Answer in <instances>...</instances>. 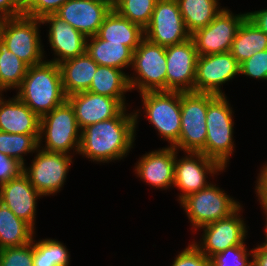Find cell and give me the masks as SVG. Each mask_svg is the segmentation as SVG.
<instances>
[{"label":"cell","mask_w":267,"mask_h":266,"mask_svg":"<svg viewBox=\"0 0 267 266\" xmlns=\"http://www.w3.org/2000/svg\"><path fill=\"white\" fill-rule=\"evenodd\" d=\"M39 146V134H14L0 131V152L25 166L23 154L34 153Z\"/></svg>","instance_id":"cell-32"},{"label":"cell","mask_w":267,"mask_h":266,"mask_svg":"<svg viewBox=\"0 0 267 266\" xmlns=\"http://www.w3.org/2000/svg\"><path fill=\"white\" fill-rule=\"evenodd\" d=\"M96 35L102 40L123 43L134 51L144 39V29L111 9Z\"/></svg>","instance_id":"cell-23"},{"label":"cell","mask_w":267,"mask_h":266,"mask_svg":"<svg viewBox=\"0 0 267 266\" xmlns=\"http://www.w3.org/2000/svg\"><path fill=\"white\" fill-rule=\"evenodd\" d=\"M253 266H267V245L260 244L256 248H252Z\"/></svg>","instance_id":"cell-43"},{"label":"cell","mask_w":267,"mask_h":266,"mask_svg":"<svg viewBox=\"0 0 267 266\" xmlns=\"http://www.w3.org/2000/svg\"><path fill=\"white\" fill-rule=\"evenodd\" d=\"M38 197L40 198L42 195L32 186L23 172L0 186V202L33 228H35Z\"/></svg>","instance_id":"cell-21"},{"label":"cell","mask_w":267,"mask_h":266,"mask_svg":"<svg viewBox=\"0 0 267 266\" xmlns=\"http://www.w3.org/2000/svg\"><path fill=\"white\" fill-rule=\"evenodd\" d=\"M110 11L108 5L99 1L68 0L55 14L88 38L98 33Z\"/></svg>","instance_id":"cell-18"},{"label":"cell","mask_w":267,"mask_h":266,"mask_svg":"<svg viewBox=\"0 0 267 266\" xmlns=\"http://www.w3.org/2000/svg\"><path fill=\"white\" fill-rule=\"evenodd\" d=\"M177 151L176 149L174 186L182 192L179 194V201L207 187L209 184L206 182V174L214 176L217 172L225 170L217 161L201 152H186L184 158L178 159Z\"/></svg>","instance_id":"cell-16"},{"label":"cell","mask_w":267,"mask_h":266,"mask_svg":"<svg viewBox=\"0 0 267 266\" xmlns=\"http://www.w3.org/2000/svg\"><path fill=\"white\" fill-rule=\"evenodd\" d=\"M22 4L24 5L28 0H20Z\"/></svg>","instance_id":"cell-47"},{"label":"cell","mask_w":267,"mask_h":266,"mask_svg":"<svg viewBox=\"0 0 267 266\" xmlns=\"http://www.w3.org/2000/svg\"><path fill=\"white\" fill-rule=\"evenodd\" d=\"M95 1L102 2V3H104V4L109 6V0H95Z\"/></svg>","instance_id":"cell-46"},{"label":"cell","mask_w":267,"mask_h":266,"mask_svg":"<svg viewBox=\"0 0 267 266\" xmlns=\"http://www.w3.org/2000/svg\"><path fill=\"white\" fill-rule=\"evenodd\" d=\"M194 229L224 219L241 205L216 185H209L200 191L187 195L180 201Z\"/></svg>","instance_id":"cell-7"},{"label":"cell","mask_w":267,"mask_h":266,"mask_svg":"<svg viewBox=\"0 0 267 266\" xmlns=\"http://www.w3.org/2000/svg\"><path fill=\"white\" fill-rule=\"evenodd\" d=\"M125 111L126 107L112 119L83 128L79 154L103 163L127 156L135 139L139 112L128 114Z\"/></svg>","instance_id":"cell-1"},{"label":"cell","mask_w":267,"mask_h":266,"mask_svg":"<svg viewBox=\"0 0 267 266\" xmlns=\"http://www.w3.org/2000/svg\"><path fill=\"white\" fill-rule=\"evenodd\" d=\"M144 38L163 47L179 44L191 38L177 0L156 2L151 20L144 28Z\"/></svg>","instance_id":"cell-11"},{"label":"cell","mask_w":267,"mask_h":266,"mask_svg":"<svg viewBox=\"0 0 267 266\" xmlns=\"http://www.w3.org/2000/svg\"><path fill=\"white\" fill-rule=\"evenodd\" d=\"M247 13L233 15L223 8L204 28L191 34L198 56L230 52L237 30Z\"/></svg>","instance_id":"cell-12"},{"label":"cell","mask_w":267,"mask_h":266,"mask_svg":"<svg viewBox=\"0 0 267 266\" xmlns=\"http://www.w3.org/2000/svg\"><path fill=\"white\" fill-rule=\"evenodd\" d=\"M33 242V266H69L70 254L66 246L55 239Z\"/></svg>","instance_id":"cell-31"},{"label":"cell","mask_w":267,"mask_h":266,"mask_svg":"<svg viewBox=\"0 0 267 266\" xmlns=\"http://www.w3.org/2000/svg\"><path fill=\"white\" fill-rule=\"evenodd\" d=\"M219 0H177L187 31L193 34L206 27L223 8Z\"/></svg>","instance_id":"cell-29"},{"label":"cell","mask_w":267,"mask_h":266,"mask_svg":"<svg viewBox=\"0 0 267 266\" xmlns=\"http://www.w3.org/2000/svg\"><path fill=\"white\" fill-rule=\"evenodd\" d=\"M247 18L267 35V9L247 12Z\"/></svg>","instance_id":"cell-42"},{"label":"cell","mask_w":267,"mask_h":266,"mask_svg":"<svg viewBox=\"0 0 267 266\" xmlns=\"http://www.w3.org/2000/svg\"><path fill=\"white\" fill-rule=\"evenodd\" d=\"M40 119L17 96L5 101L0 93V131L14 134H40Z\"/></svg>","instance_id":"cell-22"},{"label":"cell","mask_w":267,"mask_h":266,"mask_svg":"<svg viewBox=\"0 0 267 266\" xmlns=\"http://www.w3.org/2000/svg\"><path fill=\"white\" fill-rule=\"evenodd\" d=\"M44 141L42 149L70 155V149L79 153L81 130L77 124L73 107L66 100L62 105L43 115L40 119L39 146Z\"/></svg>","instance_id":"cell-5"},{"label":"cell","mask_w":267,"mask_h":266,"mask_svg":"<svg viewBox=\"0 0 267 266\" xmlns=\"http://www.w3.org/2000/svg\"><path fill=\"white\" fill-rule=\"evenodd\" d=\"M158 0H122L114 9L143 29L149 24Z\"/></svg>","instance_id":"cell-33"},{"label":"cell","mask_w":267,"mask_h":266,"mask_svg":"<svg viewBox=\"0 0 267 266\" xmlns=\"http://www.w3.org/2000/svg\"><path fill=\"white\" fill-rule=\"evenodd\" d=\"M68 0H28L23 5V15L41 19L55 14Z\"/></svg>","instance_id":"cell-37"},{"label":"cell","mask_w":267,"mask_h":266,"mask_svg":"<svg viewBox=\"0 0 267 266\" xmlns=\"http://www.w3.org/2000/svg\"><path fill=\"white\" fill-rule=\"evenodd\" d=\"M241 208L242 206L224 219L200 228V230L203 229L201 243L199 245L194 241V244L208 258L225 251L227 248L244 244L248 231L243 218H240Z\"/></svg>","instance_id":"cell-15"},{"label":"cell","mask_w":267,"mask_h":266,"mask_svg":"<svg viewBox=\"0 0 267 266\" xmlns=\"http://www.w3.org/2000/svg\"><path fill=\"white\" fill-rule=\"evenodd\" d=\"M58 65L66 96L87 91L98 68V64L87 53L65 60Z\"/></svg>","instance_id":"cell-24"},{"label":"cell","mask_w":267,"mask_h":266,"mask_svg":"<svg viewBox=\"0 0 267 266\" xmlns=\"http://www.w3.org/2000/svg\"><path fill=\"white\" fill-rule=\"evenodd\" d=\"M36 153L30 167L23 166V173L42 196L58 193L71 166V155L44 149H37Z\"/></svg>","instance_id":"cell-10"},{"label":"cell","mask_w":267,"mask_h":266,"mask_svg":"<svg viewBox=\"0 0 267 266\" xmlns=\"http://www.w3.org/2000/svg\"><path fill=\"white\" fill-rule=\"evenodd\" d=\"M239 66L230 52L198 56L194 92L225 95L221 85L239 75Z\"/></svg>","instance_id":"cell-13"},{"label":"cell","mask_w":267,"mask_h":266,"mask_svg":"<svg viewBox=\"0 0 267 266\" xmlns=\"http://www.w3.org/2000/svg\"><path fill=\"white\" fill-rule=\"evenodd\" d=\"M40 20L42 24H50L48 39L54 54L58 57L50 60V62L60 64L65 60L86 53L87 37L59 16L48 14Z\"/></svg>","instance_id":"cell-19"},{"label":"cell","mask_w":267,"mask_h":266,"mask_svg":"<svg viewBox=\"0 0 267 266\" xmlns=\"http://www.w3.org/2000/svg\"><path fill=\"white\" fill-rule=\"evenodd\" d=\"M87 91L115 98L126 107L124 93L131 90L129 87L128 75L121 69L98 65L92 83Z\"/></svg>","instance_id":"cell-26"},{"label":"cell","mask_w":267,"mask_h":266,"mask_svg":"<svg viewBox=\"0 0 267 266\" xmlns=\"http://www.w3.org/2000/svg\"><path fill=\"white\" fill-rule=\"evenodd\" d=\"M131 67L136 73L135 77L128 75L130 90L137 88L140 93L166 91V47L144 38L133 51Z\"/></svg>","instance_id":"cell-6"},{"label":"cell","mask_w":267,"mask_h":266,"mask_svg":"<svg viewBox=\"0 0 267 266\" xmlns=\"http://www.w3.org/2000/svg\"><path fill=\"white\" fill-rule=\"evenodd\" d=\"M41 20L25 15L0 19V42L28 66L43 63Z\"/></svg>","instance_id":"cell-4"},{"label":"cell","mask_w":267,"mask_h":266,"mask_svg":"<svg viewBox=\"0 0 267 266\" xmlns=\"http://www.w3.org/2000/svg\"><path fill=\"white\" fill-rule=\"evenodd\" d=\"M197 59L192 38L166 47V91L194 92Z\"/></svg>","instance_id":"cell-14"},{"label":"cell","mask_w":267,"mask_h":266,"mask_svg":"<svg viewBox=\"0 0 267 266\" xmlns=\"http://www.w3.org/2000/svg\"><path fill=\"white\" fill-rule=\"evenodd\" d=\"M73 107L77 124L82 130L88 125L112 119L125 107L115 98L83 91L67 96Z\"/></svg>","instance_id":"cell-17"},{"label":"cell","mask_w":267,"mask_h":266,"mask_svg":"<svg viewBox=\"0 0 267 266\" xmlns=\"http://www.w3.org/2000/svg\"><path fill=\"white\" fill-rule=\"evenodd\" d=\"M28 65L0 42V93L18 88L27 73Z\"/></svg>","instance_id":"cell-30"},{"label":"cell","mask_w":267,"mask_h":266,"mask_svg":"<svg viewBox=\"0 0 267 266\" xmlns=\"http://www.w3.org/2000/svg\"><path fill=\"white\" fill-rule=\"evenodd\" d=\"M176 148L166 147L146 153L138 160L135 173L152 187L168 189L174 186Z\"/></svg>","instance_id":"cell-20"},{"label":"cell","mask_w":267,"mask_h":266,"mask_svg":"<svg viewBox=\"0 0 267 266\" xmlns=\"http://www.w3.org/2000/svg\"><path fill=\"white\" fill-rule=\"evenodd\" d=\"M23 15V4L20 0H0V19Z\"/></svg>","instance_id":"cell-40"},{"label":"cell","mask_w":267,"mask_h":266,"mask_svg":"<svg viewBox=\"0 0 267 266\" xmlns=\"http://www.w3.org/2000/svg\"><path fill=\"white\" fill-rule=\"evenodd\" d=\"M171 266H211L210 258L203 254L193 243L178 254Z\"/></svg>","instance_id":"cell-38"},{"label":"cell","mask_w":267,"mask_h":266,"mask_svg":"<svg viewBox=\"0 0 267 266\" xmlns=\"http://www.w3.org/2000/svg\"><path fill=\"white\" fill-rule=\"evenodd\" d=\"M0 266H33V242L0 249Z\"/></svg>","instance_id":"cell-35"},{"label":"cell","mask_w":267,"mask_h":266,"mask_svg":"<svg viewBox=\"0 0 267 266\" xmlns=\"http://www.w3.org/2000/svg\"><path fill=\"white\" fill-rule=\"evenodd\" d=\"M35 229L18 218L0 202V249L26 245L34 238Z\"/></svg>","instance_id":"cell-28"},{"label":"cell","mask_w":267,"mask_h":266,"mask_svg":"<svg viewBox=\"0 0 267 266\" xmlns=\"http://www.w3.org/2000/svg\"><path fill=\"white\" fill-rule=\"evenodd\" d=\"M264 50H267V35L246 17L237 30L230 53L240 65Z\"/></svg>","instance_id":"cell-27"},{"label":"cell","mask_w":267,"mask_h":266,"mask_svg":"<svg viewBox=\"0 0 267 266\" xmlns=\"http://www.w3.org/2000/svg\"><path fill=\"white\" fill-rule=\"evenodd\" d=\"M145 117L173 147L181 131V92L147 91L140 93Z\"/></svg>","instance_id":"cell-8"},{"label":"cell","mask_w":267,"mask_h":266,"mask_svg":"<svg viewBox=\"0 0 267 266\" xmlns=\"http://www.w3.org/2000/svg\"><path fill=\"white\" fill-rule=\"evenodd\" d=\"M86 53L98 64L123 70L132 65L133 51L123 43L87 38Z\"/></svg>","instance_id":"cell-25"},{"label":"cell","mask_w":267,"mask_h":266,"mask_svg":"<svg viewBox=\"0 0 267 266\" xmlns=\"http://www.w3.org/2000/svg\"><path fill=\"white\" fill-rule=\"evenodd\" d=\"M248 256H253L252 250L247 253L245 244L227 248L210 258L211 266H253V261H248Z\"/></svg>","instance_id":"cell-34"},{"label":"cell","mask_w":267,"mask_h":266,"mask_svg":"<svg viewBox=\"0 0 267 266\" xmlns=\"http://www.w3.org/2000/svg\"><path fill=\"white\" fill-rule=\"evenodd\" d=\"M257 185L255 187L258 200L261 205H267V164H265L259 173L257 178Z\"/></svg>","instance_id":"cell-41"},{"label":"cell","mask_w":267,"mask_h":266,"mask_svg":"<svg viewBox=\"0 0 267 266\" xmlns=\"http://www.w3.org/2000/svg\"><path fill=\"white\" fill-rule=\"evenodd\" d=\"M122 0H109V7L114 9Z\"/></svg>","instance_id":"cell-45"},{"label":"cell","mask_w":267,"mask_h":266,"mask_svg":"<svg viewBox=\"0 0 267 266\" xmlns=\"http://www.w3.org/2000/svg\"><path fill=\"white\" fill-rule=\"evenodd\" d=\"M261 208H263L264 213H265V215H266V224H265V230H264V231H265L266 239H265V242L262 243V244L267 245V205H262Z\"/></svg>","instance_id":"cell-44"},{"label":"cell","mask_w":267,"mask_h":266,"mask_svg":"<svg viewBox=\"0 0 267 266\" xmlns=\"http://www.w3.org/2000/svg\"><path fill=\"white\" fill-rule=\"evenodd\" d=\"M229 105L226 95L208 93L205 155L217 161L224 169L235 147L232 141L233 111Z\"/></svg>","instance_id":"cell-3"},{"label":"cell","mask_w":267,"mask_h":266,"mask_svg":"<svg viewBox=\"0 0 267 266\" xmlns=\"http://www.w3.org/2000/svg\"><path fill=\"white\" fill-rule=\"evenodd\" d=\"M23 172V165L16 159L0 152V186L18 177Z\"/></svg>","instance_id":"cell-39"},{"label":"cell","mask_w":267,"mask_h":266,"mask_svg":"<svg viewBox=\"0 0 267 266\" xmlns=\"http://www.w3.org/2000/svg\"><path fill=\"white\" fill-rule=\"evenodd\" d=\"M239 74L267 80V50L258 52L242 62Z\"/></svg>","instance_id":"cell-36"},{"label":"cell","mask_w":267,"mask_h":266,"mask_svg":"<svg viewBox=\"0 0 267 266\" xmlns=\"http://www.w3.org/2000/svg\"><path fill=\"white\" fill-rule=\"evenodd\" d=\"M207 109L208 93L181 92V131L174 148L205 155Z\"/></svg>","instance_id":"cell-9"},{"label":"cell","mask_w":267,"mask_h":266,"mask_svg":"<svg viewBox=\"0 0 267 266\" xmlns=\"http://www.w3.org/2000/svg\"><path fill=\"white\" fill-rule=\"evenodd\" d=\"M18 89L16 96L40 118L67 100L59 65L46 60L28 67Z\"/></svg>","instance_id":"cell-2"}]
</instances>
